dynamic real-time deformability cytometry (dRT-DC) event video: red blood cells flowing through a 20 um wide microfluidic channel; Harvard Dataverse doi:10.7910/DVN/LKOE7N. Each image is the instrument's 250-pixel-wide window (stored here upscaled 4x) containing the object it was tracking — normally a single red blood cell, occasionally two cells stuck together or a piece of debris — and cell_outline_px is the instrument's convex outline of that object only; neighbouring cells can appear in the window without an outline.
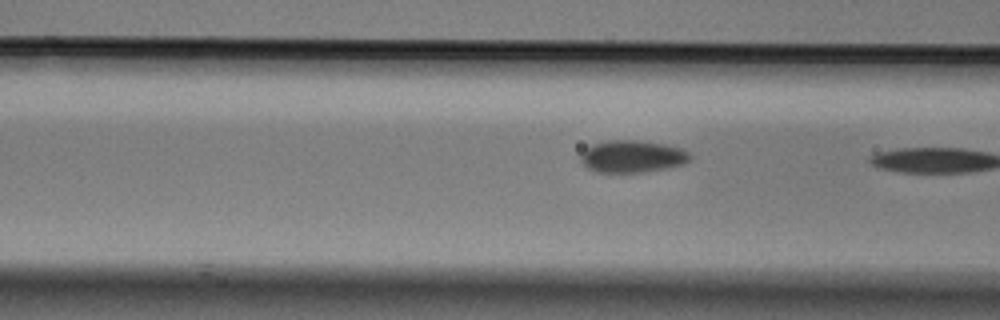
{"species": "Egyptian fruit bat (a non-hibernating species)", "species_latin": "Rousettus aegyptiacus", "temperature_condition": "cold", "stored_images_in_passage": 15, "camera_frame_rate_fps": 3000, "um_per_image_px": 0.085, "animal": {"sex": "male"}, "frame": {"image": 1, "passage_image": 13, "time_ms": 4.0, "image_size_px": [1000, 320], "cell_outline_px": [[692, 156], [684, 164], [668, 168], [644, 172], [596, 172], [588, 168], [580, 160], [580, 156], [592, 144], [608, 140], [636, 140], [664, 144], [680, 148], [688, 152]], "centroid_in_image_um": [53.76, 13.3], "position_along_channel_um": 112.8, "area_um2": 20.4}}